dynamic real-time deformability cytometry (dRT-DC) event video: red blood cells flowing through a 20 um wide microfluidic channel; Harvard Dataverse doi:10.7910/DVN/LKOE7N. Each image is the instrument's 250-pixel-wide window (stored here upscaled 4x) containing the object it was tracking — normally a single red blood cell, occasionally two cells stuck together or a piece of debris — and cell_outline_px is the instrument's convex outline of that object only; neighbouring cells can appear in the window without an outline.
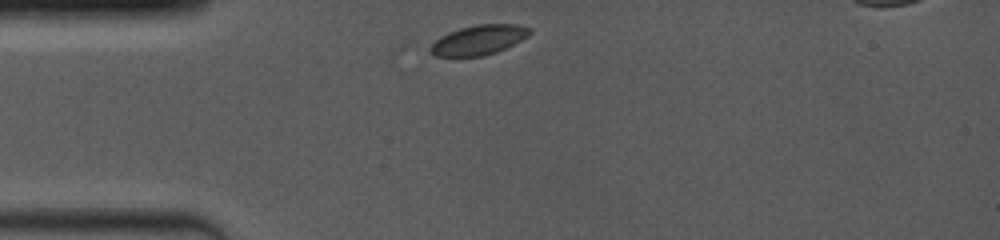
{"species": "common noctule bat (a hibernating species)", "species_latin": "Nyctalus noctula", "temperature_condition": "room temperature", "stored_images_in_passage": 43, "camera_frame_rate_fps": 4000, "um_per_image_px": 0.085, "animal": {"sex": "female", "body_mass_g": 19.0, "forearm_length_mm": 53.3}, "frame": {"image": 1, "passage_image": 1, "time_ms": 0.0, "image_size_px": [1000, 240], "cell_outline_px": [[532, 32], [528, 36], [496, 52], [484, 56], [436, 56], [428, 52], [428, 48], [440, 36], [448, 32], [460, 28], [476, 24], [516, 24], [532, 28]], "centroid_in_image_um": [40.67, 3.39], "position_along_channel_um": 44.3, "area_um2": 17.22}}
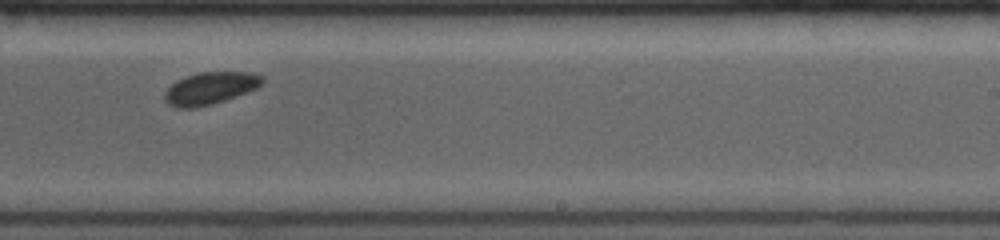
{"frame": {"image": 2, "passage_image": 24, "time_ms": 6.25, "image_size_px": [1000, 240], "cell_outline_px": [[264, 84], [248, 92], [212, 104], [196, 108], [176, 108], [168, 104], [164, 100], [164, 92], [176, 80], [200, 72], [252, 72], [264, 76]], "centroid_in_image_um": [17.88, 7.5], "position_along_channel_um": 271.1, "area_um2": 18.5}}
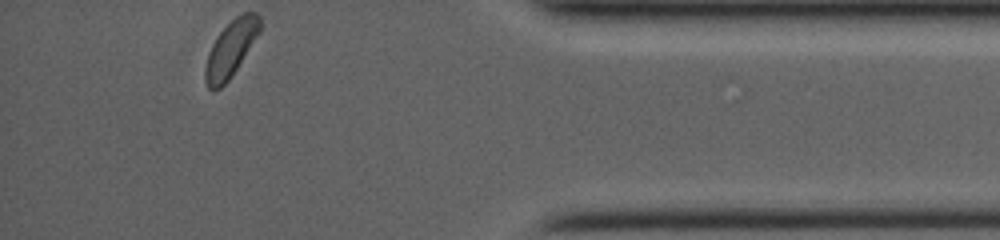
{"frame": {"image": 3, "passage_image": 43, "time_ms": 10.5, "image_size_px": [1000, 240], "cell_outline_px": [[260, 32], [232, 76], [220, 88], [212, 92], [208, 88], [204, 80], [204, 68], [208, 52], [216, 36], [236, 16], [244, 12], [256, 12], [260, 16]], "centroid_in_image_um": [19.59, 4.17], "position_along_channel_um": 415.6, "area_um2": 17.98}}